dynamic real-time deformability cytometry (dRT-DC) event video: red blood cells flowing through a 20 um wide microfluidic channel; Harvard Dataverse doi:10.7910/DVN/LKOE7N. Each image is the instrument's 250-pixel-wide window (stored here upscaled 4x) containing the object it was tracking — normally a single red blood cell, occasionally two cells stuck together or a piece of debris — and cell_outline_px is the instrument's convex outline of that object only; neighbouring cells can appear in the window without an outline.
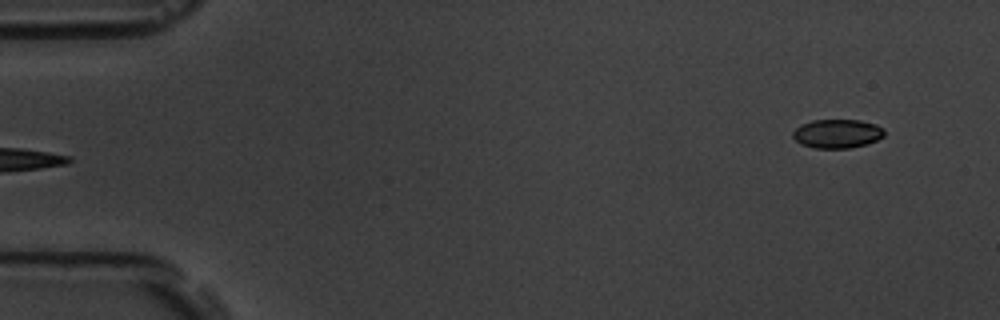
{"species": "common noctule bat (a hibernating species)", "species_latin": "Nyctalus noctula", "temperature_condition": "room temperature", "stored_images_in_passage": 5, "segment_of_instrument_passage": [2, 2], "camera_frame_rate_fps": 3000, "um_per_image_px": 0.085, "animal": {"sex": "male", "body_mass_g": 19.5, "forearm_length_mm": 54.6}, "frame": {"image": 1, "passage_image": 5, "time_ms": 5.667, "image_size_px": [1000, 320], "cell_outline_px": [[884, 136], [868, 144], [848, 148], [816, 148], [800, 144], [792, 136], [792, 132], [800, 124], [812, 120], [860, 120], [876, 124], [884, 128]], "centroid_in_image_um": [71.16, 11.35], "position_along_channel_um": 13.8, "area_um2": 15.49}}